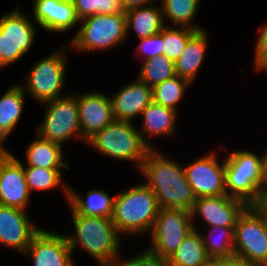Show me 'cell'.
Listing matches in <instances>:
<instances>
[{
  "instance_id": "1",
  "label": "cell",
  "mask_w": 267,
  "mask_h": 266,
  "mask_svg": "<svg viewBox=\"0 0 267 266\" xmlns=\"http://www.w3.org/2000/svg\"><path fill=\"white\" fill-rule=\"evenodd\" d=\"M163 152L151 148L138 173L146 178L144 183L156 196L160 208L191 212L196 198L187 181L184 167Z\"/></svg>"
},
{
  "instance_id": "2",
  "label": "cell",
  "mask_w": 267,
  "mask_h": 266,
  "mask_svg": "<svg viewBox=\"0 0 267 266\" xmlns=\"http://www.w3.org/2000/svg\"><path fill=\"white\" fill-rule=\"evenodd\" d=\"M74 228L65 234L69 247L82 249L98 266H111L122 254V235L111 218L71 214ZM69 235V236H68ZM80 247V248H79Z\"/></svg>"
},
{
  "instance_id": "3",
  "label": "cell",
  "mask_w": 267,
  "mask_h": 266,
  "mask_svg": "<svg viewBox=\"0 0 267 266\" xmlns=\"http://www.w3.org/2000/svg\"><path fill=\"white\" fill-rule=\"evenodd\" d=\"M160 210L151 189L143 182L115 195L114 226L123 237L149 235Z\"/></svg>"
},
{
  "instance_id": "4",
  "label": "cell",
  "mask_w": 267,
  "mask_h": 266,
  "mask_svg": "<svg viewBox=\"0 0 267 266\" xmlns=\"http://www.w3.org/2000/svg\"><path fill=\"white\" fill-rule=\"evenodd\" d=\"M100 152L101 156L116 161L130 162L137 170L147 156L150 147L143 141L135 122L114 119L103 130L92 134L85 145Z\"/></svg>"
},
{
  "instance_id": "5",
  "label": "cell",
  "mask_w": 267,
  "mask_h": 266,
  "mask_svg": "<svg viewBox=\"0 0 267 266\" xmlns=\"http://www.w3.org/2000/svg\"><path fill=\"white\" fill-rule=\"evenodd\" d=\"M67 43H63L60 48L48 53L36 60L24 75V83H19L26 96H30L38 104H42L58 97L66 95L65 83L68 67L69 55L66 49H70Z\"/></svg>"
},
{
  "instance_id": "6",
  "label": "cell",
  "mask_w": 267,
  "mask_h": 266,
  "mask_svg": "<svg viewBox=\"0 0 267 266\" xmlns=\"http://www.w3.org/2000/svg\"><path fill=\"white\" fill-rule=\"evenodd\" d=\"M68 45L77 53L118 48L126 42V14H95L80 20Z\"/></svg>"
},
{
  "instance_id": "7",
  "label": "cell",
  "mask_w": 267,
  "mask_h": 266,
  "mask_svg": "<svg viewBox=\"0 0 267 266\" xmlns=\"http://www.w3.org/2000/svg\"><path fill=\"white\" fill-rule=\"evenodd\" d=\"M12 10L0 16V72L26 56L38 35L31 15L21 11L19 4Z\"/></svg>"
},
{
  "instance_id": "8",
  "label": "cell",
  "mask_w": 267,
  "mask_h": 266,
  "mask_svg": "<svg viewBox=\"0 0 267 266\" xmlns=\"http://www.w3.org/2000/svg\"><path fill=\"white\" fill-rule=\"evenodd\" d=\"M260 154L244 149L230 151L224 158L226 194L242 200L247 206H253L257 201L261 178Z\"/></svg>"
},
{
  "instance_id": "9",
  "label": "cell",
  "mask_w": 267,
  "mask_h": 266,
  "mask_svg": "<svg viewBox=\"0 0 267 266\" xmlns=\"http://www.w3.org/2000/svg\"><path fill=\"white\" fill-rule=\"evenodd\" d=\"M40 105H45V113L41 123L35 128V133L63 146L72 138L83 142L76 93H66Z\"/></svg>"
},
{
  "instance_id": "10",
  "label": "cell",
  "mask_w": 267,
  "mask_h": 266,
  "mask_svg": "<svg viewBox=\"0 0 267 266\" xmlns=\"http://www.w3.org/2000/svg\"><path fill=\"white\" fill-rule=\"evenodd\" d=\"M192 230L190 211L160 208L149 234L150 243L146 248L157 256L168 260Z\"/></svg>"
},
{
  "instance_id": "11",
  "label": "cell",
  "mask_w": 267,
  "mask_h": 266,
  "mask_svg": "<svg viewBox=\"0 0 267 266\" xmlns=\"http://www.w3.org/2000/svg\"><path fill=\"white\" fill-rule=\"evenodd\" d=\"M234 234L235 255L267 266V220L254 206L238 216Z\"/></svg>"
},
{
  "instance_id": "12",
  "label": "cell",
  "mask_w": 267,
  "mask_h": 266,
  "mask_svg": "<svg viewBox=\"0 0 267 266\" xmlns=\"http://www.w3.org/2000/svg\"><path fill=\"white\" fill-rule=\"evenodd\" d=\"M209 151L187 165L184 171L195 198L225 195V159Z\"/></svg>"
},
{
  "instance_id": "13",
  "label": "cell",
  "mask_w": 267,
  "mask_h": 266,
  "mask_svg": "<svg viewBox=\"0 0 267 266\" xmlns=\"http://www.w3.org/2000/svg\"><path fill=\"white\" fill-rule=\"evenodd\" d=\"M32 266H77L65 234L42 228L24 252Z\"/></svg>"
},
{
  "instance_id": "14",
  "label": "cell",
  "mask_w": 267,
  "mask_h": 266,
  "mask_svg": "<svg viewBox=\"0 0 267 266\" xmlns=\"http://www.w3.org/2000/svg\"><path fill=\"white\" fill-rule=\"evenodd\" d=\"M246 207L242 200L227 194L196 198L191 211L193 229L199 230L197 221L200 219L208 225L206 227H235L238 216Z\"/></svg>"
},
{
  "instance_id": "15",
  "label": "cell",
  "mask_w": 267,
  "mask_h": 266,
  "mask_svg": "<svg viewBox=\"0 0 267 266\" xmlns=\"http://www.w3.org/2000/svg\"><path fill=\"white\" fill-rule=\"evenodd\" d=\"M30 197L23 162L8 151L0 160V205L27 211Z\"/></svg>"
},
{
  "instance_id": "16",
  "label": "cell",
  "mask_w": 267,
  "mask_h": 266,
  "mask_svg": "<svg viewBox=\"0 0 267 266\" xmlns=\"http://www.w3.org/2000/svg\"><path fill=\"white\" fill-rule=\"evenodd\" d=\"M31 220L25 210L0 205V244L23 256L33 237L42 229Z\"/></svg>"
},
{
  "instance_id": "17",
  "label": "cell",
  "mask_w": 267,
  "mask_h": 266,
  "mask_svg": "<svg viewBox=\"0 0 267 266\" xmlns=\"http://www.w3.org/2000/svg\"><path fill=\"white\" fill-rule=\"evenodd\" d=\"M77 106L83 143L114 120L110 96L103 91L77 93Z\"/></svg>"
},
{
  "instance_id": "18",
  "label": "cell",
  "mask_w": 267,
  "mask_h": 266,
  "mask_svg": "<svg viewBox=\"0 0 267 266\" xmlns=\"http://www.w3.org/2000/svg\"><path fill=\"white\" fill-rule=\"evenodd\" d=\"M32 19L48 33H69L80 19L72 0H38L32 3Z\"/></svg>"
},
{
  "instance_id": "19",
  "label": "cell",
  "mask_w": 267,
  "mask_h": 266,
  "mask_svg": "<svg viewBox=\"0 0 267 266\" xmlns=\"http://www.w3.org/2000/svg\"><path fill=\"white\" fill-rule=\"evenodd\" d=\"M110 99L114 119L134 123L153 101L152 88L136 77L134 81L124 84L118 92L110 95Z\"/></svg>"
},
{
  "instance_id": "20",
  "label": "cell",
  "mask_w": 267,
  "mask_h": 266,
  "mask_svg": "<svg viewBox=\"0 0 267 266\" xmlns=\"http://www.w3.org/2000/svg\"><path fill=\"white\" fill-rule=\"evenodd\" d=\"M179 112L174 109L164 107L152 101L142 112L141 128L139 132L143 141L151 148H157L152 144L151 139L173 136L177 129V119Z\"/></svg>"
},
{
  "instance_id": "21",
  "label": "cell",
  "mask_w": 267,
  "mask_h": 266,
  "mask_svg": "<svg viewBox=\"0 0 267 266\" xmlns=\"http://www.w3.org/2000/svg\"><path fill=\"white\" fill-rule=\"evenodd\" d=\"M114 199L115 195L110 196L104 189H90L83 196L68 185L67 203L71 214L111 218Z\"/></svg>"
},
{
  "instance_id": "22",
  "label": "cell",
  "mask_w": 267,
  "mask_h": 266,
  "mask_svg": "<svg viewBox=\"0 0 267 266\" xmlns=\"http://www.w3.org/2000/svg\"><path fill=\"white\" fill-rule=\"evenodd\" d=\"M34 140L26 147L25 158L27 164L23 167H38L48 169L70 170L67 157L64 156L63 145L49 141L35 133Z\"/></svg>"
},
{
  "instance_id": "23",
  "label": "cell",
  "mask_w": 267,
  "mask_h": 266,
  "mask_svg": "<svg viewBox=\"0 0 267 266\" xmlns=\"http://www.w3.org/2000/svg\"><path fill=\"white\" fill-rule=\"evenodd\" d=\"M197 31L186 43L181 56L175 62V72L181 78L188 80L192 85L204 63L209 43L207 31Z\"/></svg>"
},
{
  "instance_id": "24",
  "label": "cell",
  "mask_w": 267,
  "mask_h": 266,
  "mask_svg": "<svg viewBox=\"0 0 267 266\" xmlns=\"http://www.w3.org/2000/svg\"><path fill=\"white\" fill-rule=\"evenodd\" d=\"M26 94L19 84H12L0 96V143L6 144L25 110Z\"/></svg>"
},
{
  "instance_id": "25",
  "label": "cell",
  "mask_w": 267,
  "mask_h": 266,
  "mask_svg": "<svg viewBox=\"0 0 267 266\" xmlns=\"http://www.w3.org/2000/svg\"><path fill=\"white\" fill-rule=\"evenodd\" d=\"M125 13L127 37H129L131 30L139 39L151 37L159 34L166 26L159 2L140 8H133Z\"/></svg>"
},
{
  "instance_id": "26",
  "label": "cell",
  "mask_w": 267,
  "mask_h": 266,
  "mask_svg": "<svg viewBox=\"0 0 267 266\" xmlns=\"http://www.w3.org/2000/svg\"><path fill=\"white\" fill-rule=\"evenodd\" d=\"M200 229H193L179 245L175 253L168 259V266H202L208 257Z\"/></svg>"
},
{
  "instance_id": "27",
  "label": "cell",
  "mask_w": 267,
  "mask_h": 266,
  "mask_svg": "<svg viewBox=\"0 0 267 266\" xmlns=\"http://www.w3.org/2000/svg\"><path fill=\"white\" fill-rule=\"evenodd\" d=\"M165 25L167 22L176 27H188L201 31L203 27L194 24L201 0H159ZM172 22V23H171Z\"/></svg>"
},
{
  "instance_id": "28",
  "label": "cell",
  "mask_w": 267,
  "mask_h": 266,
  "mask_svg": "<svg viewBox=\"0 0 267 266\" xmlns=\"http://www.w3.org/2000/svg\"><path fill=\"white\" fill-rule=\"evenodd\" d=\"M235 227H208V232H200L206 253L210 259H224L235 254L234 251Z\"/></svg>"
},
{
  "instance_id": "29",
  "label": "cell",
  "mask_w": 267,
  "mask_h": 266,
  "mask_svg": "<svg viewBox=\"0 0 267 266\" xmlns=\"http://www.w3.org/2000/svg\"><path fill=\"white\" fill-rule=\"evenodd\" d=\"M63 170L38 167H24L26 183L30 193L35 191H49L56 188L62 190L65 200L68 197V184L63 180Z\"/></svg>"
},
{
  "instance_id": "30",
  "label": "cell",
  "mask_w": 267,
  "mask_h": 266,
  "mask_svg": "<svg viewBox=\"0 0 267 266\" xmlns=\"http://www.w3.org/2000/svg\"><path fill=\"white\" fill-rule=\"evenodd\" d=\"M191 85L188 80L175 75L152 88L153 101L180 112L178 106Z\"/></svg>"
},
{
  "instance_id": "31",
  "label": "cell",
  "mask_w": 267,
  "mask_h": 266,
  "mask_svg": "<svg viewBox=\"0 0 267 266\" xmlns=\"http://www.w3.org/2000/svg\"><path fill=\"white\" fill-rule=\"evenodd\" d=\"M176 75L175 62L165 55L142 61L137 77L153 88L155 85L166 81Z\"/></svg>"
},
{
  "instance_id": "32",
  "label": "cell",
  "mask_w": 267,
  "mask_h": 266,
  "mask_svg": "<svg viewBox=\"0 0 267 266\" xmlns=\"http://www.w3.org/2000/svg\"><path fill=\"white\" fill-rule=\"evenodd\" d=\"M197 32L188 27L165 26L160 35L163 37L162 55L176 62L183 53L188 40Z\"/></svg>"
},
{
  "instance_id": "33",
  "label": "cell",
  "mask_w": 267,
  "mask_h": 266,
  "mask_svg": "<svg viewBox=\"0 0 267 266\" xmlns=\"http://www.w3.org/2000/svg\"><path fill=\"white\" fill-rule=\"evenodd\" d=\"M78 18L95 14H126L122 0H72Z\"/></svg>"
},
{
  "instance_id": "34",
  "label": "cell",
  "mask_w": 267,
  "mask_h": 266,
  "mask_svg": "<svg viewBox=\"0 0 267 266\" xmlns=\"http://www.w3.org/2000/svg\"><path fill=\"white\" fill-rule=\"evenodd\" d=\"M111 266H168V260L144 248L129 259L124 260L120 255Z\"/></svg>"
},
{
  "instance_id": "35",
  "label": "cell",
  "mask_w": 267,
  "mask_h": 266,
  "mask_svg": "<svg viewBox=\"0 0 267 266\" xmlns=\"http://www.w3.org/2000/svg\"><path fill=\"white\" fill-rule=\"evenodd\" d=\"M139 44L137 46L135 54L137 58L142 61L154 58L162 55L163 37L160 34H156L151 37L138 39Z\"/></svg>"
},
{
  "instance_id": "36",
  "label": "cell",
  "mask_w": 267,
  "mask_h": 266,
  "mask_svg": "<svg viewBox=\"0 0 267 266\" xmlns=\"http://www.w3.org/2000/svg\"><path fill=\"white\" fill-rule=\"evenodd\" d=\"M257 41L254 53V71L263 72L267 70V22L261 25L257 31Z\"/></svg>"
},
{
  "instance_id": "37",
  "label": "cell",
  "mask_w": 267,
  "mask_h": 266,
  "mask_svg": "<svg viewBox=\"0 0 267 266\" xmlns=\"http://www.w3.org/2000/svg\"><path fill=\"white\" fill-rule=\"evenodd\" d=\"M267 193V148L262 152L261 178L258 187V194Z\"/></svg>"
},
{
  "instance_id": "38",
  "label": "cell",
  "mask_w": 267,
  "mask_h": 266,
  "mask_svg": "<svg viewBox=\"0 0 267 266\" xmlns=\"http://www.w3.org/2000/svg\"><path fill=\"white\" fill-rule=\"evenodd\" d=\"M221 261V266H260L254 262L247 260L238 255H232L228 258L219 259Z\"/></svg>"
},
{
  "instance_id": "39",
  "label": "cell",
  "mask_w": 267,
  "mask_h": 266,
  "mask_svg": "<svg viewBox=\"0 0 267 266\" xmlns=\"http://www.w3.org/2000/svg\"><path fill=\"white\" fill-rule=\"evenodd\" d=\"M159 2V0H122L123 8L128 11L133 8H140Z\"/></svg>"
},
{
  "instance_id": "40",
  "label": "cell",
  "mask_w": 267,
  "mask_h": 266,
  "mask_svg": "<svg viewBox=\"0 0 267 266\" xmlns=\"http://www.w3.org/2000/svg\"><path fill=\"white\" fill-rule=\"evenodd\" d=\"M267 220V193L258 194L257 201L253 205Z\"/></svg>"
},
{
  "instance_id": "41",
  "label": "cell",
  "mask_w": 267,
  "mask_h": 266,
  "mask_svg": "<svg viewBox=\"0 0 267 266\" xmlns=\"http://www.w3.org/2000/svg\"><path fill=\"white\" fill-rule=\"evenodd\" d=\"M202 266H221L220 260L210 259L207 263Z\"/></svg>"
},
{
  "instance_id": "42",
  "label": "cell",
  "mask_w": 267,
  "mask_h": 266,
  "mask_svg": "<svg viewBox=\"0 0 267 266\" xmlns=\"http://www.w3.org/2000/svg\"><path fill=\"white\" fill-rule=\"evenodd\" d=\"M8 148L6 149L3 143H0V160L3 156L8 152Z\"/></svg>"
}]
</instances>
